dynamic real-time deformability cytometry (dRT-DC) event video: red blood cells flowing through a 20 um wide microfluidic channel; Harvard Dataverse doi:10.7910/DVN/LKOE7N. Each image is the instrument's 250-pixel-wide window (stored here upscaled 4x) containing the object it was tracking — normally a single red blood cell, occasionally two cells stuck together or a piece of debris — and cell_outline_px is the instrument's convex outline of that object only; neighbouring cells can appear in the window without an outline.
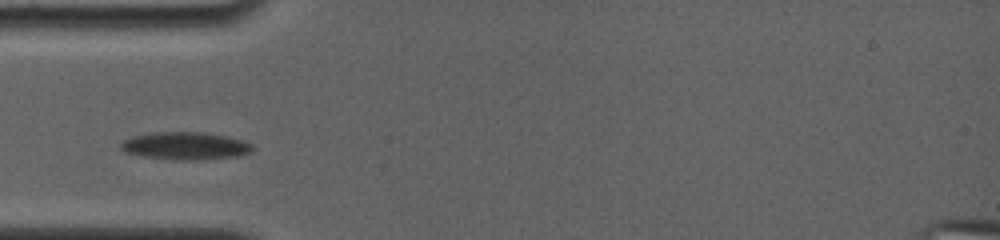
{"species": "common noctule bat (a hibernating species)", "species_latin": "Nyctalus noctula", "temperature_condition": "room temperature", "stored_images_in_passage": 3, "camera_frame_rate_fps": 4000, "um_per_image_px": 0.085, "animal": {"sex": "female", "body_mass_g": 19.0, "forearm_length_mm": 56.7}, "frame": {"image": 1, "passage_image": 2, "time_ms": 1.0, "image_size_px": [1000, 240], "cell_outline_px": [[252, 148], [248, 152], [240, 156], [196, 160], [176, 160], [144, 156], [124, 152], [120, 148], [120, 144], [124, 140], [132, 136], [152, 132], [204, 132], [228, 136], [244, 140], [252, 144]], "centroid_in_image_um": [15.75, 12.39], "position_along_channel_um": 69.3, "area_um2": 21.27}}